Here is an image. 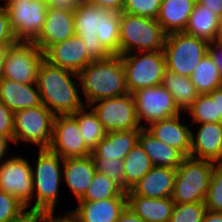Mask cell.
<instances>
[{
    "label": "cell",
    "instance_id": "obj_22",
    "mask_svg": "<svg viewBox=\"0 0 222 222\" xmlns=\"http://www.w3.org/2000/svg\"><path fill=\"white\" fill-rule=\"evenodd\" d=\"M96 168L91 155L86 157L67 158L63 161V184L78 201L89 188Z\"/></svg>",
    "mask_w": 222,
    "mask_h": 222
},
{
    "label": "cell",
    "instance_id": "obj_53",
    "mask_svg": "<svg viewBox=\"0 0 222 222\" xmlns=\"http://www.w3.org/2000/svg\"><path fill=\"white\" fill-rule=\"evenodd\" d=\"M215 40L222 42V16L219 19L218 32H217Z\"/></svg>",
    "mask_w": 222,
    "mask_h": 222
},
{
    "label": "cell",
    "instance_id": "obj_1",
    "mask_svg": "<svg viewBox=\"0 0 222 222\" xmlns=\"http://www.w3.org/2000/svg\"><path fill=\"white\" fill-rule=\"evenodd\" d=\"M74 25L92 61L119 55L120 12L91 3L77 4Z\"/></svg>",
    "mask_w": 222,
    "mask_h": 222
},
{
    "label": "cell",
    "instance_id": "obj_13",
    "mask_svg": "<svg viewBox=\"0 0 222 222\" xmlns=\"http://www.w3.org/2000/svg\"><path fill=\"white\" fill-rule=\"evenodd\" d=\"M0 164V190L33 210V176L30 161L19 152Z\"/></svg>",
    "mask_w": 222,
    "mask_h": 222
},
{
    "label": "cell",
    "instance_id": "obj_14",
    "mask_svg": "<svg viewBox=\"0 0 222 222\" xmlns=\"http://www.w3.org/2000/svg\"><path fill=\"white\" fill-rule=\"evenodd\" d=\"M107 132L140 130L132 93L101 99L90 105Z\"/></svg>",
    "mask_w": 222,
    "mask_h": 222
},
{
    "label": "cell",
    "instance_id": "obj_21",
    "mask_svg": "<svg viewBox=\"0 0 222 222\" xmlns=\"http://www.w3.org/2000/svg\"><path fill=\"white\" fill-rule=\"evenodd\" d=\"M70 210L77 222H116L127 207V197H113L100 201H76Z\"/></svg>",
    "mask_w": 222,
    "mask_h": 222
},
{
    "label": "cell",
    "instance_id": "obj_24",
    "mask_svg": "<svg viewBox=\"0 0 222 222\" xmlns=\"http://www.w3.org/2000/svg\"><path fill=\"white\" fill-rule=\"evenodd\" d=\"M196 0H162L156 20L166 34L184 32Z\"/></svg>",
    "mask_w": 222,
    "mask_h": 222
},
{
    "label": "cell",
    "instance_id": "obj_43",
    "mask_svg": "<svg viewBox=\"0 0 222 222\" xmlns=\"http://www.w3.org/2000/svg\"><path fill=\"white\" fill-rule=\"evenodd\" d=\"M212 61L217 65L220 77L222 78V42L212 41L208 45V53Z\"/></svg>",
    "mask_w": 222,
    "mask_h": 222
},
{
    "label": "cell",
    "instance_id": "obj_27",
    "mask_svg": "<svg viewBox=\"0 0 222 222\" xmlns=\"http://www.w3.org/2000/svg\"><path fill=\"white\" fill-rule=\"evenodd\" d=\"M139 134L140 130L107 132L92 152L98 158L123 160L138 143Z\"/></svg>",
    "mask_w": 222,
    "mask_h": 222
},
{
    "label": "cell",
    "instance_id": "obj_12",
    "mask_svg": "<svg viewBox=\"0 0 222 222\" xmlns=\"http://www.w3.org/2000/svg\"><path fill=\"white\" fill-rule=\"evenodd\" d=\"M136 116L141 128L170 117H175L182 112L175 105L171 93L161 84L158 86L142 88L134 91Z\"/></svg>",
    "mask_w": 222,
    "mask_h": 222
},
{
    "label": "cell",
    "instance_id": "obj_40",
    "mask_svg": "<svg viewBox=\"0 0 222 222\" xmlns=\"http://www.w3.org/2000/svg\"><path fill=\"white\" fill-rule=\"evenodd\" d=\"M17 39L11 29L6 8L0 3V48L11 47Z\"/></svg>",
    "mask_w": 222,
    "mask_h": 222
},
{
    "label": "cell",
    "instance_id": "obj_51",
    "mask_svg": "<svg viewBox=\"0 0 222 222\" xmlns=\"http://www.w3.org/2000/svg\"><path fill=\"white\" fill-rule=\"evenodd\" d=\"M202 222H222V212L206 210Z\"/></svg>",
    "mask_w": 222,
    "mask_h": 222
},
{
    "label": "cell",
    "instance_id": "obj_26",
    "mask_svg": "<svg viewBox=\"0 0 222 222\" xmlns=\"http://www.w3.org/2000/svg\"><path fill=\"white\" fill-rule=\"evenodd\" d=\"M138 143L145 150L154 166L177 169L186 158L178 149L158 140L146 128L140 129Z\"/></svg>",
    "mask_w": 222,
    "mask_h": 222
},
{
    "label": "cell",
    "instance_id": "obj_30",
    "mask_svg": "<svg viewBox=\"0 0 222 222\" xmlns=\"http://www.w3.org/2000/svg\"><path fill=\"white\" fill-rule=\"evenodd\" d=\"M72 116L78 122L86 146L93 151L107 134L97 114L90 106H84Z\"/></svg>",
    "mask_w": 222,
    "mask_h": 222
},
{
    "label": "cell",
    "instance_id": "obj_15",
    "mask_svg": "<svg viewBox=\"0 0 222 222\" xmlns=\"http://www.w3.org/2000/svg\"><path fill=\"white\" fill-rule=\"evenodd\" d=\"M61 158L86 157L92 151L86 146L77 120L72 115H57L49 148Z\"/></svg>",
    "mask_w": 222,
    "mask_h": 222
},
{
    "label": "cell",
    "instance_id": "obj_44",
    "mask_svg": "<svg viewBox=\"0 0 222 222\" xmlns=\"http://www.w3.org/2000/svg\"><path fill=\"white\" fill-rule=\"evenodd\" d=\"M125 0H90L89 3L110 11L122 12Z\"/></svg>",
    "mask_w": 222,
    "mask_h": 222
},
{
    "label": "cell",
    "instance_id": "obj_33",
    "mask_svg": "<svg viewBox=\"0 0 222 222\" xmlns=\"http://www.w3.org/2000/svg\"><path fill=\"white\" fill-rule=\"evenodd\" d=\"M113 197H127L126 191L118 183L96 171L89 188L78 201H100Z\"/></svg>",
    "mask_w": 222,
    "mask_h": 222
},
{
    "label": "cell",
    "instance_id": "obj_8",
    "mask_svg": "<svg viewBox=\"0 0 222 222\" xmlns=\"http://www.w3.org/2000/svg\"><path fill=\"white\" fill-rule=\"evenodd\" d=\"M208 45V41L184 32L167 34L163 48L167 70L190 77L208 53Z\"/></svg>",
    "mask_w": 222,
    "mask_h": 222
},
{
    "label": "cell",
    "instance_id": "obj_46",
    "mask_svg": "<svg viewBox=\"0 0 222 222\" xmlns=\"http://www.w3.org/2000/svg\"><path fill=\"white\" fill-rule=\"evenodd\" d=\"M11 222H41V211L27 209Z\"/></svg>",
    "mask_w": 222,
    "mask_h": 222
},
{
    "label": "cell",
    "instance_id": "obj_32",
    "mask_svg": "<svg viewBox=\"0 0 222 222\" xmlns=\"http://www.w3.org/2000/svg\"><path fill=\"white\" fill-rule=\"evenodd\" d=\"M190 80L199 94H209L222 87V78L218 67L208 54L200 60L190 75Z\"/></svg>",
    "mask_w": 222,
    "mask_h": 222
},
{
    "label": "cell",
    "instance_id": "obj_45",
    "mask_svg": "<svg viewBox=\"0 0 222 222\" xmlns=\"http://www.w3.org/2000/svg\"><path fill=\"white\" fill-rule=\"evenodd\" d=\"M47 7L53 9L75 10L76 2L74 0H46Z\"/></svg>",
    "mask_w": 222,
    "mask_h": 222
},
{
    "label": "cell",
    "instance_id": "obj_41",
    "mask_svg": "<svg viewBox=\"0 0 222 222\" xmlns=\"http://www.w3.org/2000/svg\"><path fill=\"white\" fill-rule=\"evenodd\" d=\"M14 112L0 101V135L14 138Z\"/></svg>",
    "mask_w": 222,
    "mask_h": 222
},
{
    "label": "cell",
    "instance_id": "obj_35",
    "mask_svg": "<svg viewBox=\"0 0 222 222\" xmlns=\"http://www.w3.org/2000/svg\"><path fill=\"white\" fill-rule=\"evenodd\" d=\"M204 203L207 210L222 212V163L214 165Z\"/></svg>",
    "mask_w": 222,
    "mask_h": 222
},
{
    "label": "cell",
    "instance_id": "obj_42",
    "mask_svg": "<svg viewBox=\"0 0 222 222\" xmlns=\"http://www.w3.org/2000/svg\"><path fill=\"white\" fill-rule=\"evenodd\" d=\"M66 211L64 212L65 215L55 211L52 212L41 211V222H77L74 214L69 210Z\"/></svg>",
    "mask_w": 222,
    "mask_h": 222
},
{
    "label": "cell",
    "instance_id": "obj_34",
    "mask_svg": "<svg viewBox=\"0 0 222 222\" xmlns=\"http://www.w3.org/2000/svg\"><path fill=\"white\" fill-rule=\"evenodd\" d=\"M185 114V120L190 124L221 122V116H217L216 99H212L208 94H199Z\"/></svg>",
    "mask_w": 222,
    "mask_h": 222
},
{
    "label": "cell",
    "instance_id": "obj_36",
    "mask_svg": "<svg viewBox=\"0 0 222 222\" xmlns=\"http://www.w3.org/2000/svg\"><path fill=\"white\" fill-rule=\"evenodd\" d=\"M91 156L94 160L96 171L106 175L125 190V169L123 166V160L116 158H98L93 152L91 153Z\"/></svg>",
    "mask_w": 222,
    "mask_h": 222
},
{
    "label": "cell",
    "instance_id": "obj_16",
    "mask_svg": "<svg viewBox=\"0 0 222 222\" xmlns=\"http://www.w3.org/2000/svg\"><path fill=\"white\" fill-rule=\"evenodd\" d=\"M48 63L79 74L92 60L82 39L76 34L70 38L49 46L44 52Z\"/></svg>",
    "mask_w": 222,
    "mask_h": 222
},
{
    "label": "cell",
    "instance_id": "obj_31",
    "mask_svg": "<svg viewBox=\"0 0 222 222\" xmlns=\"http://www.w3.org/2000/svg\"><path fill=\"white\" fill-rule=\"evenodd\" d=\"M125 169V191H129L152 167L151 159L137 143L123 159Z\"/></svg>",
    "mask_w": 222,
    "mask_h": 222
},
{
    "label": "cell",
    "instance_id": "obj_19",
    "mask_svg": "<svg viewBox=\"0 0 222 222\" xmlns=\"http://www.w3.org/2000/svg\"><path fill=\"white\" fill-rule=\"evenodd\" d=\"M75 35L74 10L47 8L43 30L34 43L44 52Z\"/></svg>",
    "mask_w": 222,
    "mask_h": 222
},
{
    "label": "cell",
    "instance_id": "obj_54",
    "mask_svg": "<svg viewBox=\"0 0 222 222\" xmlns=\"http://www.w3.org/2000/svg\"><path fill=\"white\" fill-rule=\"evenodd\" d=\"M76 4H83V3H89L90 0H74Z\"/></svg>",
    "mask_w": 222,
    "mask_h": 222
},
{
    "label": "cell",
    "instance_id": "obj_39",
    "mask_svg": "<svg viewBox=\"0 0 222 222\" xmlns=\"http://www.w3.org/2000/svg\"><path fill=\"white\" fill-rule=\"evenodd\" d=\"M26 210L17 198L0 190V222H11Z\"/></svg>",
    "mask_w": 222,
    "mask_h": 222
},
{
    "label": "cell",
    "instance_id": "obj_4",
    "mask_svg": "<svg viewBox=\"0 0 222 222\" xmlns=\"http://www.w3.org/2000/svg\"><path fill=\"white\" fill-rule=\"evenodd\" d=\"M37 153L34 157L36 162H30L33 176V210L58 211L56 207L60 204V188L63 187L64 159L50 149H38Z\"/></svg>",
    "mask_w": 222,
    "mask_h": 222
},
{
    "label": "cell",
    "instance_id": "obj_9",
    "mask_svg": "<svg viewBox=\"0 0 222 222\" xmlns=\"http://www.w3.org/2000/svg\"><path fill=\"white\" fill-rule=\"evenodd\" d=\"M129 93L162 84L167 70L163 50L121 55Z\"/></svg>",
    "mask_w": 222,
    "mask_h": 222
},
{
    "label": "cell",
    "instance_id": "obj_20",
    "mask_svg": "<svg viewBox=\"0 0 222 222\" xmlns=\"http://www.w3.org/2000/svg\"><path fill=\"white\" fill-rule=\"evenodd\" d=\"M176 169L153 166L126 195H138L148 198H169L174 191Z\"/></svg>",
    "mask_w": 222,
    "mask_h": 222
},
{
    "label": "cell",
    "instance_id": "obj_28",
    "mask_svg": "<svg viewBox=\"0 0 222 222\" xmlns=\"http://www.w3.org/2000/svg\"><path fill=\"white\" fill-rule=\"evenodd\" d=\"M219 19L208 7L195 3L184 33L208 42L215 41Z\"/></svg>",
    "mask_w": 222,
    "mask_h": 222
},
{
    "label": "cell",
    "instance_id": "obj_3",
    "mask_svg": "<svg viewBox=\"0 0 222 222\" xmlns=\"http://www.w3.org/2000/svg\"><path fill=\"white\" fill-rule=\"evenodd\" d=\"M79 79L85 106L128 93L121 55L92 61L80 71Z\"/></svg>",
    "mask_w": 222,
    "mask_h": 222
},
{
    "label": "cell",
    "instance_id": "obj_29",
    "mask_svg": "<svg viewBox=\"0 0 222 222\" xmlns=\"http://www.w3.org/2000/svg\"><path fill=\"white\" fill-rule=\"evenodd\" d=\"M162 85L171 93L175 105L181 112H185L199 96L190 77L168 70L164 73Z\"/></svg>",
    "mask_w": 222,
    "mask_h": 222
},
{
    "label": "cell",
    "instance_id": "obj_17",
    "mask_svg": "<svg viewBox=\"0 0 222 222\" xmlns=\"http://www.w3.org/2000/svg\"><path fill=\"white\" fill-rule=\"evenodd\" d=\"M190 157L199 160L212 161L216 164L222 163L221 122L191 124Z\"/></svg>",
    "mask_w": 222,
    "mask_h": 222
},
{
    "label": "cell",
    "instance_id": "obj_2",
    "mask_svg": "<svg viewBox=\"0 0 222 222\" xmlns=\"http://www.w3.org/2000/svg\"><path fill=\"white\" fill-rule=\"evenodd\" d=\"M36 85L42 104L55 116L72 115L85 106L79 74L54 66L44 59L38 69Z\"/></svg>",
    "mask_w": 222,
    "mask_h": 222
},
{
    "label": "cell",
    "instance_id": "obj_10",
    "mask_svg": "<svg viewBox=\"0 0 222 222\" xmlns=\"http://www.w3.org/2000/svg\"><path fill=\"white\" fill-rule=\"evenodd\" d=\"M3 4L17 41L34 42L43 30L46 0H3Z\"/></svg>",
    "mask_w": 222,
    "mask_h": 222
},
{
    "label": "cell",
    "instance_id": "obj_11",
    "mask_svg": "<svg viewBox=\"0 0 222 222\" xmlns=\"http://www.w3.org/2000/svg\"><path fill=\"white\" fill-rule=\"evenodd\" d=\"M43 59V51L34 42L17 41L7 48L3 78L23 84H36Z\"/></svg>",
    "mask_w": 222,
    "mask_h": 222
},
{
    "label": "cell",
    "instance_id": "obj_52",
    "mask_svg": "<svg viewBox=\"0 0 222 222\" xmlns=\"http://www.w3.org/2000/svg\"><path fill=\"white\" fill-rule=\"evenodd\" d=\"M7 48H0V80L3 78V67L5 63V54Z\"/></svg>",
    "mask_w": 222,
    "mask_h": 222
},
{
    "label": "cell",
    "instance_id": "obj_48",
    "mask_svg": "<svg viewBox=\"0 0 222 222\" xmlns=\"http://www.w3.org/2000/svg\"><path fill=\"white\" fill-rule=\"evenodd\" d=\"M116 222H147L140 216L136 215L128 206L120 214Z\"/></svg>",
    "mask_w": 222,
    "mask_h": 222
},
{
    "label": "cell",
    "instance_id": "obj_47",
    "mask_svg": "<svg viewBox=\"0 0 222 222\" xmlns=\"http://www.w3.org/2000/svg\"><path fill=\"white\" fill-rule=\"evenodd\" d=\"M11 144L14 145L13 139L11 137L0 135V164L11 156H8V151H12L9 149Z\"/></svg>",
    "mask_w": 222,
    "mask_h": 222
},
{
    "label": "cell",
    "instance_id": "obj_18",
    "mask_svg": "<svg viewBox=\"0 0 222 222\" xmlns=\"http://www.w3.org/2000/svg\"><path fill=\"white\" fill-rule=\"evenodd\" d=\"M183 118H187L185 112L175 117L159 120L146 129L161 142L178 149L185 157H190L191 124L189 121L185 123Z\"/></svg>",
    "mask_w": 222,
    "mask_h": 222
},
{
    "label": "cell",
    "instance_id": "obj_5",
    "mask_svg": "<svg viewBox=\"0 0 222 222\" xmlns=\"http://www.w3.org/2000/svg\"><path fill=\"white\" fill-rule=\"evenodd\" d=\"M166 35L156 19L120 12L119 55L163 50Z\"/></svg>",
    "mask_w": 222,
    "mask_h": 222
},
{
    "label": "cell",
    "instance_id": "obj_49",
    "mask_svg": "<svg viewBox=\"0 0 222 222\" xmlns=\"http://www.w3.org/2000/svg\"><path fill=\"white\" fill-rule=\"evenodd\" d=\"M196 3L208 7L218 17L222 16V0H196Z\"/></svg>",
    "mask_w": 222,
    "mask_h": 222
},
{
    "label": "cell",
    "instance_id": "obj_6",
    "mask_svg": "<svg viewBox=\"0 0 222 222\" xmlns=\"http://www.w3.org/2000/svg\"><path fill=\"white\" fill-rule=\"evenodd\" d=\"M55 115L43 104L14 112V145L24 143L49 149L53 138Z\"/></svg>",
    "mask_w": 222,
    "mask_h": 222
},
{
    "label": "cell",
    "instance_id": "obj_7",
    "mask_svg": "<svg viewBox=\"0 0 222 222\" xmlns=\"http://www.w3.org/2000/svg\"><path fill=\"white\" fill-rule=\"evenodd\" d=\"M216 163L186 157L176 169L172 200L176 204L204 202Z\"/></svg>",
    "mask_w": 222,
    "mask_h": 222
},
{
    "label": "cell",
    "instance_id": "obj_23",
    "mask_svg": "<svg viewBox=\"0 0 222 222\" xmlns=\"http://www.w3.org/2000/svg\"><path fill=\"white\" fill-rule=\"evenodd\" d=\"M0 101L12 112L42 105L36 84H23L6 78L0 80Z\"/></svg>",
    "mask_w": 222,
    "mask_h": 222
},
{
    "label": "cell",
    "instance_id": "obj_38",
    "mask_svg": "<svg viewBox=\"0 0 222 222\" xmlns=\"http://www.w3.org/2000/svg\"><path fill=\"white\" fill-rule=\"evenodd\" d=\"M162 0H125L122 12L156 19Z\"/></svg>",
    "mask_w": 222,
    "mask_h": 222
},
{
    "label": "cell",
    "instance_id": "obj_37",
    "mask_svg": "<svg viewBox=\"0 0 222 222\" xmlns=\"http://www.w3.org/2000/svg\"><path fill=\"white\" fill-rule=\"evenodd\" d=\"M206 210L204 202L175 203L169 222H202Z\"/></svg>",
    "mask_w": 222,
    "mask_h": 222
},
{
    "label": "cell",
    "instance_id": "obj_25",
    "mask_svg": "<svg viewBox=\"0 0 222 222\" xmlns=\"http://www.w3.org/2000/svg\"><path fill=\"white\" fill-rule=\"evenodd\" d=\"M174 205L171 197L148 198L127 195V206L147 222H169Z\"/></svg>",
    "mask_w": 222,
    "mask_h": 222
},
{
    "label": "cell",
    "instance_id": "obj_50",
    "mask_svg": "<svg viewBox=\"0 0 222 222\" xmlns=\"http://www.w3.org/2000/svg\"><path fill=\"white\" fill-rule=\"evenodd\" d=\"M212 99H216L217 116H221L222 123V87L208 94Z\"/></svg>",
    "mask_w": 222,
    "mask_h": 222
}]
</instances>
